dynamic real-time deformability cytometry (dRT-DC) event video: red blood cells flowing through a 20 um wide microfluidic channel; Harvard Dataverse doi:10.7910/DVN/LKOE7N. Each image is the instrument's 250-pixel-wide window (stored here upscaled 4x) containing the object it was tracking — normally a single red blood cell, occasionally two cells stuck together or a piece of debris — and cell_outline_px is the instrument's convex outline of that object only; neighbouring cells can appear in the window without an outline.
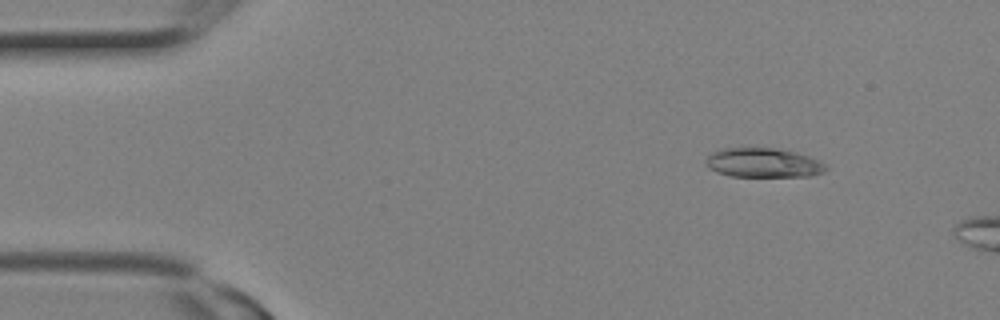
{"species": "Egyptian fruit bat (a non-hibernating species)", "species_latin": "Rousettus aegyptiacus", "temperature_condition": "room temperature", "stored_images_in_passage": 7, "camera_frame_rate_fps": 3000, "um_per_image_px": 0.085, "animal": {"sex": "female"}, "frame": {"image": 1, "passage_image": 3, "time_ms": 0.667, "image_size_px": [1000, 320], "cell_outline_px": [[828, 168], [824, 172], [808, 176], [732, 176], [716, 172], [708, 168], [704, 160], [712, 152], [720, 148], [772, 148], [792, 152], [808, 156], [820, 160]], "centroid_in_image_um": [64.84, 13.84], "position_along_channel_um": 20.2, "area_um2": 20.4}}